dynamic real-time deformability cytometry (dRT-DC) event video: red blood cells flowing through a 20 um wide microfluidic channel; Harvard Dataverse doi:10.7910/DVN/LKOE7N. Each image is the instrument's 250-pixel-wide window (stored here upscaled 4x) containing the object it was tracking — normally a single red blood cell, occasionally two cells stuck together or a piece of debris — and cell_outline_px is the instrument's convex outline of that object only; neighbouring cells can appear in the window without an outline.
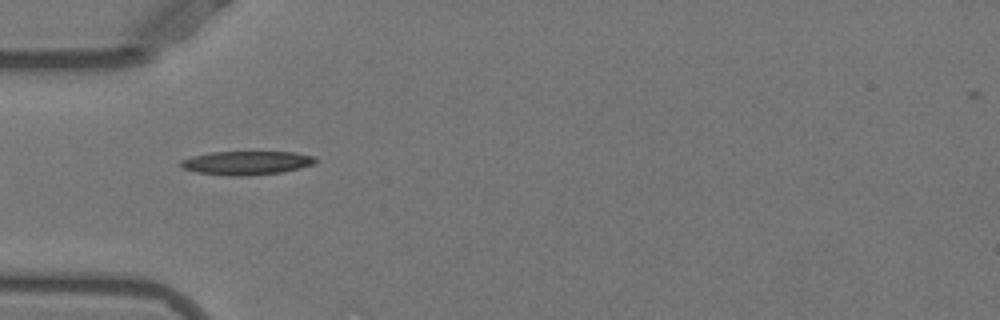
{"species": "Egyptian fruit bat (a non-hibernating species)", "species_latin": "Rousettus aegyptiacus", "temperature_condition": "warm", "stored_images_in_passage": 39, "camera_frame_rate_fps": 3000, "um_per_image_px": 0.085, "animal": {"sex": "female"}, "frame": {"image": 1, "passage_image": 3, "time_ms": 0.667, "image_size_px": [1000, 320], "cell_outline_px": [[316, 160], [312, 164], [300, 168], [280, 172], [244, 176], [232, 176], [196, 172], [184, 168], [180, 164], [180, 160], [192, 156], [212, 152], [296, 152], [316, 156]], "centroid_in_image_um": [20.96, 13.84], "position_along_channel_um": 64.0, "area_um2": 18.5}}
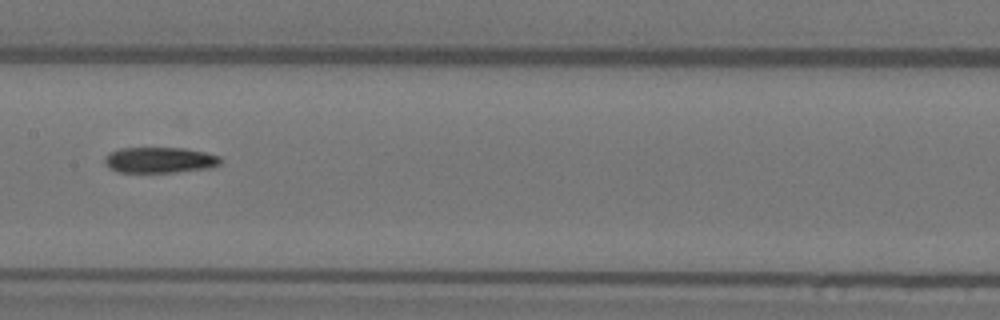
{"frame": {"image": 2, "passage_image": 13, "time_ms": 4.0, "image_size_px": [1000, 320], "cell_outline_px": [[220, 164], [212, 168], [172, 172], [120, 172], [108, 168], [104, 160], [104, 156], [108, 152], [120, 148], [184, 148], [204, 152], [220, 156]], "centroid_in_image_um": [13.55, 13.6], "position_along_channel_um": 193.9, "area_um2": 17.46}}
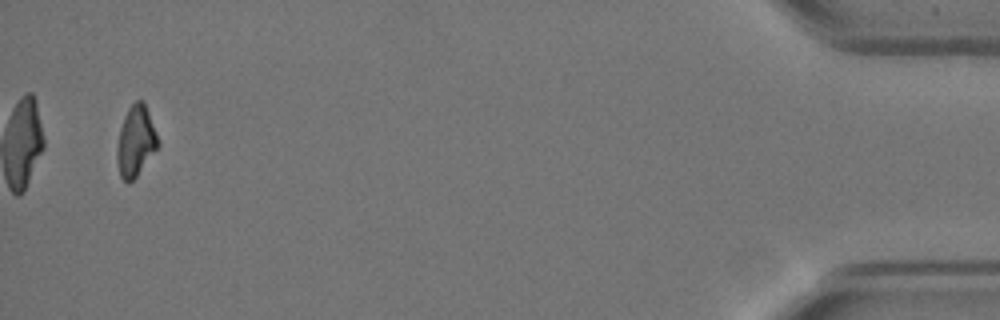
{"frame": {"image": 3, "passage_image": 37, "time_ms": 12.0, "image_size_px": [1000, 320], "cell_outline_px": [[160, 148], [136, 176], [128, 184], [120, 176], [116, 160], [116, 148], [120, 128], [124, 116], [128, 108], [136, 100], [144, 100], [156, 132], [160, 144]], "centroid_in_image_um": [11.55, 12.01], "position_along_channel_um": 423.7, "area_um2": 17.17}, "authors_computed_cell_mechanics": {"area_um2": 18.0336, "velocity_mm_per_s": 3.9049, "shape_relaxation_time_tau1_ms": null, "shape_relaxation_time_tau2_ms": 3.4611, "deformation_change_tau1": null, "deformation_change_tau2": 0.1004}}